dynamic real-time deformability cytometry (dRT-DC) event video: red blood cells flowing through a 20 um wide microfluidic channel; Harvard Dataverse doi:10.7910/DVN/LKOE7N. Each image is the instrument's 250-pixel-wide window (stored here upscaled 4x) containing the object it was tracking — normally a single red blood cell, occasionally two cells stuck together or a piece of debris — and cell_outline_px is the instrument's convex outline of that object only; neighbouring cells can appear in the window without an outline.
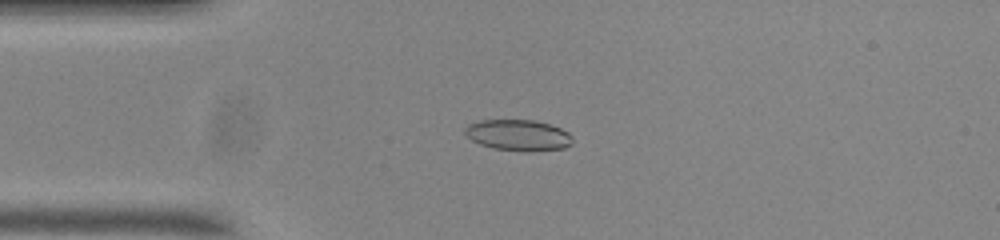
{"species": "common noctule bat (a hibernating species)", "species_latin": "Nyctalus noctula", "temperature_condition": "room temperature", "stored_images_in_passage": 55, "camera_frame_rate_fps": 3000, "um_per_image_px": 0.085, "animal": {"sex": "male", "body_mass_g": 20.0, "forearm_length_mm": 53.3}, "frame": {"image": 1, "passage_image": 13, "time_ms": 4.0, "image_size_px": [1000, 240], "cell_outline_px": [[572, 144], [564, 148], [528, 152], [492, 148], [480, 144], [472, 140], [464, 132], [464, 128], [468, 124], [476, 120], [536, 120], [560, 128], [568, 132], [572, 136]], "centroid_in_image_um": [44.04, 11.49], "position_along_channel_um": 41.0, "area_um2": 19.59}}
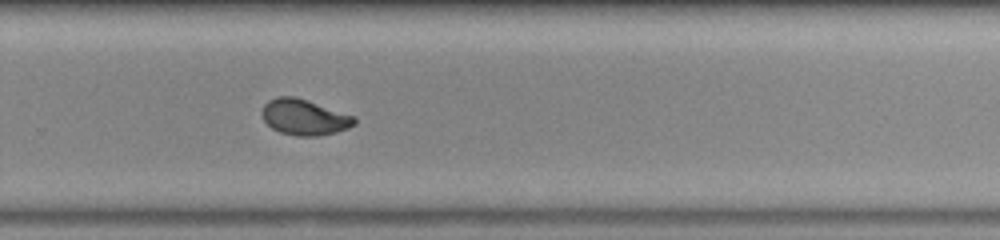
{"frame": {"image": 2, "passage_image": 36, "time_ms": 11.667, "image_size_px": [1000, 240], "cell_outline_px": [[356, 124], [348, 128], [336, 132], [316, 136], [296, 136], [280, 132], [272, 128], [264, 120], [260, 112], [264, 104], [268, 100], [276, 96], [292, 96], [356, 116]], "centroid_in_image_um": [25.85, 9.96], "position_along_channel_um": 303.9, "area_um2": 19.25}}
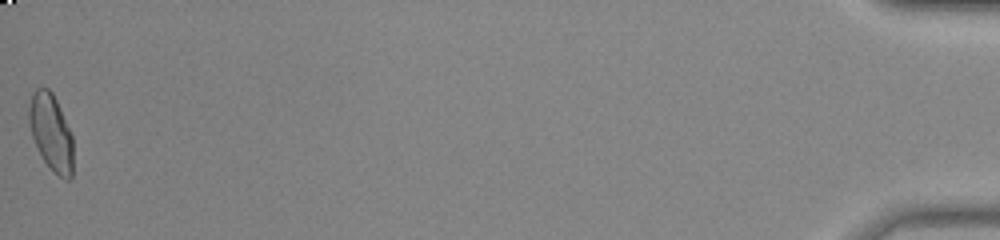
{"frame": {"image": 3, "passage_image": 55, "time_ms": 18.0, "image_size_px": [1000, 240], "cell_outline_px": [[72, 176], [68, 180], [64, 180], [44, 160], [32, 136], [28, 124], [28, 108], [32, 92], [36, 88], [48, 88], [52, 92], [56, 100], [72, 136]], "centroid_in_image_um": [4.32, 11.21], "position_along_channel_um": 430.9, "area_um2": 19.36}, "authors_computed_cell_mechanics": {"area_um2": 19.363, "velocity_mm_per_s": 3.6872, "shape_relaxation_time_tau1_ms": null, "shape_relaxation_time_tau2_ms": 1.1552, "deformation_change_tau1": null, "deformation_change_tau2": 0.0569}}